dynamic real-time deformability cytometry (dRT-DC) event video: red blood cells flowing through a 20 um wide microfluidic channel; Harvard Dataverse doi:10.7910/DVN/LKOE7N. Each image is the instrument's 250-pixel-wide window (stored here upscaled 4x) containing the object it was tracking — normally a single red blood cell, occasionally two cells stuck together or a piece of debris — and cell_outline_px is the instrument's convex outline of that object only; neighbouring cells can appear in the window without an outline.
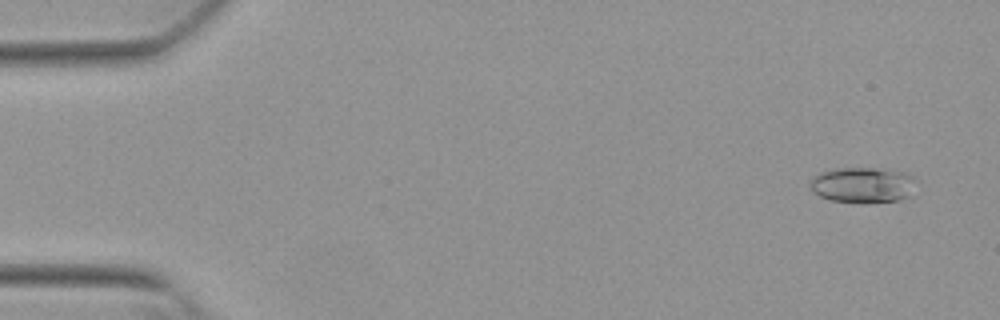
{"species": "Egyptian fruit bat (a non-hibernating species)", "species_latin": "Rousettus aegyptiacus", "temperature_condition": "warm", "stored_images_in_passage": 53, "camera_frame_rate_fps": 3000, "um_per_image_px": 0.085, "animal": {"sex": "female"}, "frame": {"image": 1, "passage_image": 3, "time_ms": 0.667, "image_size_px": [1000, 320], "cell_outline_px": [[916, 196], [900, 200], [864, 204], [832, 200], [820, 196], [812, 192], [808, 184], [820, 172], [832, 168], [884, 168], [908, 172], [916, 176]], "centroid_in_image_um": [73.46, 15.73], "position_along_channel_um": 11.5, "area_um2": 23.12}}
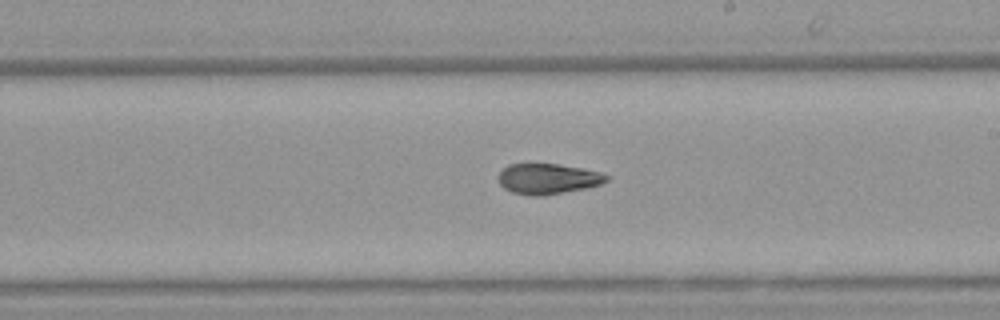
{"frame": {"image": 2, "passage_image": 31, "time_ms": 10.0, "image_size_px": [1000, 320], "cell_outline_px": [[608, 180], [600, 184], [588, 188], [544, 196], [532, 196], [512, 192], [504, 188], [500, 184], [496, 176], [508, 164], [560, 164], [584, 168], [600, 172], [608, 176]], "centroid_in_image_um": [46.56, 15.2], "position_along_channel_um": 242.4, "area_um2": 19.42}}
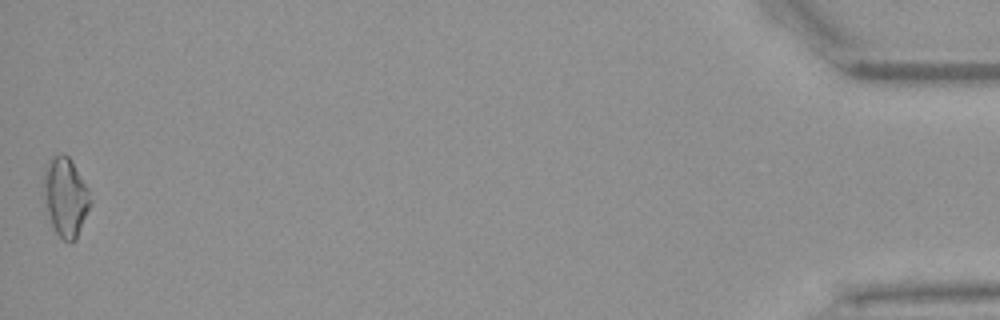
{"frame": {"image": 3, "passage_image": 53, "time_ms": 17.333, "image_size_px": [1000, 320], "cell_outline_px": [[92, 204], [76, 240], [72, 244], [68, 244], [56, 232], [52, 224], [48, 212], [44, 192], [44, 164], [52, 156], [60, 152], [64, 152], [72, 160], [88, 188], [92, 200]], "centroid_in_image_um": [5.6, 16.72], "position_along_channel_um": 429.6, "area_um2": 21.79}, "authors_computed_cell_mechanics": {"area_um2": 19.8254, "velocity_mm_per_s": 3.8481, "shape_relaxation_time_tau1_ms": 6.0072, "shape_relaxation_time_tau2_ms": 4.7378, "deformation_change_tau1": 0.1829, "deformation_change_tau2": 0.1243}}